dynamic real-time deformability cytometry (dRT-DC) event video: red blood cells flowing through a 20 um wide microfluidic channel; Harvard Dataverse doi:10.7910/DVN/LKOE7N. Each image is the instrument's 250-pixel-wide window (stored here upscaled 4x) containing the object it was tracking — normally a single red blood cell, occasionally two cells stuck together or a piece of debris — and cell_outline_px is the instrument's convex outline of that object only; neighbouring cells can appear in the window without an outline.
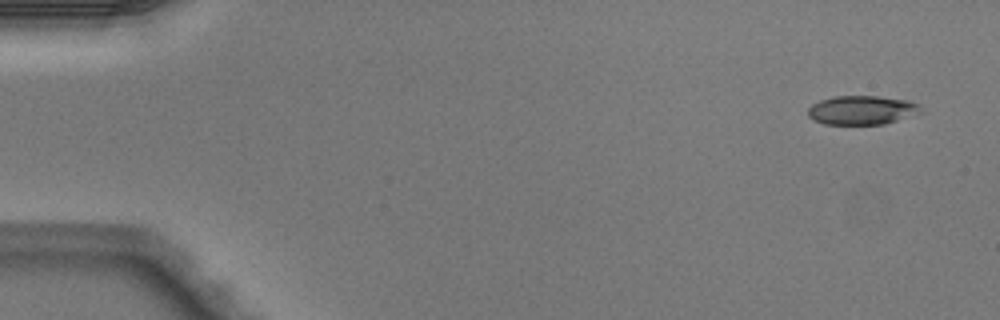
{"species": "Egyptian fruit bat (a non-hibernating species)", "species_latin": "Rousettus aegyptiacus", "temperature_condition": "warm", "stored_images_in_passage": 5, "camera_frame_rate_fps": 3000, "um_per_image_px": 0.085, "animal": {"sex": "male"}, "frame": {"image": 1, "passage_image": 1, "time_ms": 0.0, "image_size_px": [1000, 320], "cell_outline_px": [[920, 112], [884, 124], [824, 124], [812, 120], [808, 116], [808, 108], [812, 104], [820, 100], [836, 96], [876, 96], [908, 100], [920, 104]], "centroid_in_image_um": [73.21, 9.36], "position_along_channel_um": 11.8, "area_um2": 18.9}}
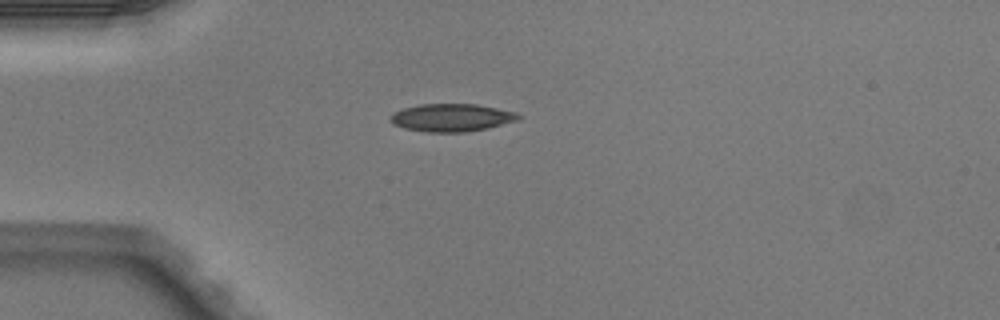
{"frame": {"image": 2, "passage_image": 4, "time_ms": 1.0, "image_size_px": [1000, 320], "cell_outline_px": [[520, 116], [516, 120], [488, 128], [464, 132], [428, 132], [404, 128], [392, 124], [388, 120], [396, 112], [404, 108], [420, 104], [476, 104], [516, 112]], "centroid_in_image_um": [38.36, 10.0], "position_along_channel_um": 46.6, "area_um2": 20.46}}